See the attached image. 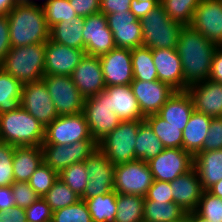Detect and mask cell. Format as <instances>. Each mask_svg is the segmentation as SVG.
Returning <instances> with one entry per match:
<instances>
[{"instance_id":"cell-1","label":"cell","mask_w":222,"mask_h":222,"mask_svg":"<svg viewBox=\"0 0 222 222\" xmlns=\"http://www.w3.org/2000/svg\"><path fill=\"white\" fill-rule=\"evenodd\" d=\"M217 47L193 26L182 27L176 51L180 56L184 81L188 86L209 78Z\"/></svg>"},{"instance_id":"cell-2","label":"cell","mask_w":222,"mask_h":222,"mask_svg":"<svg viewBox=\"0 0 222 222\" xmlns=\"http://www.w3.org/2000/svg\"><path fill=\"white\" fill-rule=\"evenodd\" d=\"M8 22L11 47L46 43L50 39L42 6L17 3L8 13Z\"/></svg>"},{"instance_id":"cell-3","label":"cell","mask_w":222,"mask_h":222,"mask_svg":"<svg viewBox=\"0 0 222 222\" xmlns=\"http://www.w3.org/2000/svg\"><path fill=\"white\" fill-rule=\"evenodd\" d=\"M45 127L19 106L16 110L0 114V142L13 146H41Z\"/></svg>"},{"instance_id":"cell-4","label":"cell","mask_w":222,"mask_h":222,"mask_svg":"<svg viewBox=\"0 0 222 222\" xmlns=\"http://www.w3.org/2000/svg\"><path fill=\"white\" fill-rule=\"evenodd\" d=\"M46 43L11 47L0 68L22 84L39 82L44 77Z\"/></svg>"},{"instance_id":"cell-5","label":"cell","mask_w":222,"mask_h":222,"mask_svg":"<svg viewBox=\"0 0 222 222\" xmlns=\"http://www.w3.org/2000/svg\"><path fill=\"white\" fill-rule=\"evenodd\" d=\"M143 46L150 49H176L182 25L170 19L159 4L150 14L140 19Z\"/></svg>"},{"instance_id":"cell-6","label":"cell","mask_w":222,"mask_h":222,"mask_svg":"<svg viewBox=\"0 0 222 222\" xmlns=\"http://www.w3.org/2000/svg\"><path fill=\"white\" fill-rule=\"evenodd\" d=\"M142 122L121 121L112 132L98 142V149L114 166L135 160L136 138Z\"/></svg>"},{"instance_id":"cell-7","label":"cell","mask_w":222,"mask_h":222,"mask_svg":"<svg viewBox=\"0 0 222 222\" xmlns=\"http://www.w3.org/2000/svg\"><path fill=\"white\" fill-rule=\"evenodd\" d=\"M110 98L104 92L88 97L84 101L83 113L88 123L91 137L98 143L121 122L113 109Z\"/></svg>"},{"instance_id":"cell-8","label":"cell","mask_w":222,"mask_h":222,"mask_svg":"<svg viewBox=\"0 0 222 222\" xmlns=\"http://www.w3.org/2000/svg\"><path fill=\"white\" fill-rule=\"evenodd\" d=\"M45 83L59 116L83 112L85 98L82 96L71 76L45 74Z\"/></svg>"},{"instance_id":"cell-9","label":"cell","mask_w":222,"mask_h":222,"mask_svg":"<svg viewBox=\"0 0 222 222\" xmlns=\"http://www.w3.org/2000/svg\"><path fill=\"white\" fill-rule=\"evenodd\" d=\"M153 181V175L145 161L136 159L115 166L114 190L117 194L145 197Z\"/></svg>"},{"instance_id":"cell-10","label":"cell","mask_w":222,"mask_h":222,"mask_svg":"<svg viewBox=\"0 0 222 222\" xmlns=\"http://www.w3.org/2000/svg\"><path fill=\"white\" fill-rule=\"evenodd\" d=\"M43 160L58 174L73 163L84 162L95 151V140H81L69 145L42 144Z\"/></svg>"},{"instance_id":"cell-11","label":"cell","mask_w":222,"mask_h":222,"mask_svg":"<svg viewBox=\"0 0 222 222\" xmlns=\"http://www.w3.org/2000/svg\"><path fill=\"white\" fill-rule=\"evenodd\" d=\"M81 140H94L83 112L58 116L45 128L42 144L69 145Z\"/></svg>"},{"instance_id":"cell-12","label":"cell","mask_w":222,"mask_h":222,"mask_svg":"<svg viewBox=\"0 0 222 222\" xmlns=\"http://www.w3.org/2000/svg\"><path fill=\"white\" fill-rule=\"evenodd\" d=\"M154 180L174 181L194 166V156L183 148H164L148 162Z\"/></svg>"},{"instance_id":"cell-13","label":"cell","mask_w":222,"mask_h":222,"mask_svg":"<svg viewBox=\"0 0 222 222\" xmlns=\"http://www.w3.org/2000/svg\"><path fill=\"white\" fill-rule=\"evenodd\" d=\"M88 182L81 200L107 194L114 190L115 166L98 149L85 161Z\"/></svg>"},{"instance_id":"cell-14","label":"cell","mask_w":222,"mask_h":222,"mask_svg":"<svg viewBox=\"0 0 222 222\" xmlns=\"http://www.w3.org/2000/svg\"><path fill=\"white\" fill-rule=\"evenodd\" d=\"M20 106L45 128L59 116L42 80L23 84Z\"/></svg>"},{"instance_id":"cell-15","label":"cell","mask_w":222,"mask_h":222,"mask_svg":"<svg viewBox=\"0 0 222 222\" xmlns=\"http://www.w3.org/2000/svg\"><path fill=\"white\" fill-rule=\"evenodd\" d=\"M83 39L85 52L91 56H101L114 49L113 33L107 25V18L103 13L84 17Z\"/></svg>"},{"instance_id":"cell-16","label":"cell","mask_w":222,"mask_h":222,"mask_svg":"<svg viewBox=\"0 0 222 222\" xmlns=\"http://www.w3.org/2000/svg\"><path fill=\"white\" fill-rule=\"evenodd\" d=\"M191 26L218 47L222 46V0H201Z\"/></svg>"},{"instance_id":"cell-17","label":"cell","mask_w":222,"mask_h":222,"mask_svg":"<svg viewBox=\"0 0 222 222\" xmlns=\"http://www.w3.org/2000/svg\"><path fill=\"white\" fill-rule=\"evenodd\" d=\"M99 58L106 87L130 85L134 80L131 49L115 47Z\"/></svg>"},{"instance_id":"cell-18","label":"cell","mask_w":222,"mask_h":222,"mask_svg":"<svg viewBox=\"0 0 222 222\" xmlns=\"http://www.w3.org/2000/svg\"><path fill=\"white\" fill-rule=\"evenodd\" d=\"M107 25L113 33L115 46L134 49L143 46L140 20L131 11L105 15Z\"/></svg>"},{"instance_id":"cell-19","label":"cell","mask_w":222,"mask_h":222,"mask_svg":"<svg viewBox=\"0 0 222 222\" xmlns=\"http://www.w3.org/2000/svg\"><path fill=\"white\" fill-rule=\"evenodd\" d=\"M130 87L144 116L156 114L176 92L170 85L160 80L149 82L134 79Z\"/></svg>"},{"instance_id":"cell-20","label":"cell","mask_w":222,"mask_h":222,"mask_svg":"<svg viewBox=\"0 0 222 222\" xmlns=\"http://www.w3.org/2000/svg\"><path fill=\"white\" fill-rule=\"evenodd\" d=\"M85 55L83 49L68 47L49 39L45 45L44 74L71 76Z\"/></svg>"},{"instance_id":"cell-21","label":"cell","mask_w":222,"mask_h":222,"mask_svg":"<svg viewBox=\"0 0 222 222\" xmlns=\"http://www.w3.org/2000/svg\"><path fill=\"white\" fill-rule=\"evenodd\" d=\"M71 78L85 99L99 94L106 88L99 56L86 54L75 67Z\"/></svg>"},{"instance_id":"cell-22","label":"cell","mask_w":222,"mask_h":222,"mask_svg":"<svg viewBox=\"0 0 222 222\" xmlns=\"http://www.w3.org/2000/svg\"><path fill=\"white\" fill-rule=\"evenodd\" d=\"M158 80L170 85L176 91H187L180 56L176 49H152Z\"/></svg>"},{"instance_id":"cell-23","label":"cell","mask_w":222,"mask_h":222,"mask_svg":"<svg viewBox=\"0 0 222 222\" xmlns=\"http://www.w3.org/2000/svg\"><path fill=\"white\" fill-rule=\"evenodd\" d=\"M194 109L210 117H222V83L209 79L188 86Z\"/></svg>"},{"instance_id":"cell-24","label":"cell","mask_w":222,"mask_h":222,"mask_svg":"<svg viewBox=\"0 0 222 222\" xmlns=\"http://www.w3.org/2000/svg\"><path fill=\"white\" fill-rule=\"evenodd\" d=\"M170 184L173 202L186 212L195 211L204 191L196 170L191 169Z\"/></svg>"},{"instance_id":"cell-25","label":"cell","mask_w":222,"mask_h":222,"mask_svg":"<svg viewBox=\"0 0 222 222\" xmlns=\"http://www.w3.org/2000/svg\"><path fill=\"white\" fill-rule=\"evenodd\" d=\"M104 92L111 99V109L121 121L145 120L130 85L107 86Z\"/></svg>"},{"instance_id":"cell-26","label":"cell","mask_w":222,"mask_h":222,"mask_svg":"<svg viewBox=\"0 0 222 222\" xmlns=\"http://www.w3.org/2000/svg\"><path fill=\"white\" fill-rule=\"evenodd\" d=\"M194 110L191 95L187 91H176L156 114L169 124L182 127L183 131Z\"/></svg>"},{"instance_id":"cell-27","label":"cell","mask_w":222,"mask_h":222,"mask_svg":"<svg viewBox=\"0 0 222 222\" xmlns=\"http://www.w3.org/2000/svg\"><path fill=\"white\" fill-rule=\"evenodd\" d=\"M204 191L222 180V149L200 151L194 156V166Z\"/></svg>"},{"instance_id":"cell-28","label":"cell","mask_w":222,"mask_h":222,"mask_svg":"<svg viewBox=\"0 0 222 222\" xmlns=\"http://www.w3.org/2000/svg\"><path fill=\"white\" fill-rule=\"evenodd\" d=\"M44 162L41 146H16L13 155L15 181L28 182L35 170Z\"/></svg>"},{"instance_id":"cell-29","label":"cell","mask_w":222,"mask_h":222,"mask_svg":"<svg viewBox=\"0 0 222 222\" xmlns=\"http://www.w3.org/2000/svg\"><path fill=\"white\" fill-rule=\"evenodd\" d=\"M212 117L193 111L183 130V149L193 156L203 151V144L209 132Z\"/></svg>"},{"instance_id":"cell-30","label":"cell","mask_w":222,"mask_h":222,"mask_svg":"<svg viewBox=\"0 0 222 222\" xmlns=\"http://www.w3.org/2000/svg\"><path fill=\"white\" fill-rule=\"evenodd\" d=\"M84 17L78 16L68 22H59L50 28V39L56 43L85 50L83 39Z\"/></svg>"},{"instance_id":"cell-31","label":"cell","mask_w":222,"mask_h":222,"mask_svg":"<svg viewBox=\"0 0 222 222\" xmlns=\"http://www.w3.org/2000/svg\"><path fill=\"white\" fill-rule=\"evenodd\" d=\"M164 150L161 140L153 132L150 125L144 120L139 125L135 145V160L148 162Z\"/></svg>"},{"instance_id":"cell-32","label":"cell","mask_w":222,"mask_h":222,"mask_svg":"<svg viewBox=\"0 0 222 222\" xmlns=\"http://www.w3.org/2000/svg\"><path fill=\"white\" fill-rule=\"evenodd\" d=\"M186 213L174 202L163 203L145 200L143 222H177Z\"/></svg>"},{"instance_id":"cell-33","label":"cell","mask_w":222,"mask_h":222,"mask_svg":"<svg viewBox=\"0 0 222 222\" xmlns=\"http://www.w3.org/2000/svg\"><path fill=\"white\" fill-rule=\"evenodd\" d=\"M23 84L0 68V114L20 106Z\"/></svg>"},{"instance_id":"cell-34","label":"cell","mask_w":222,"mask_h":222,"mask_svg":"<svg viewBox=\"0 0 222 222\" xmlns=\"http://www.w3.org/2000/svg\"><path fill=\"white\" fill-rule=\"evenodd\" d=\"M145 121L153 129V132L161 140L164 148H183V131L182 127H176L157 114L145 116Z\"/></svg>"},{"instance_id":"cell-35","label":"cell","mask_w":222,"mask_h":222,"mask_svg":"<svg viewBox=\"0 0 222 222\" xmlns=\"http://www.w3.org/2000/svg\"><path fill=\"white\" fill-rule=\"evenodd\" d=\"M145 199L132 194H117L114 222H143Z\"/></svg>"},{"instance_id":"cell-36","label":"cell","mask_w":222,"mask_h":222,"mask_svg":"<svg viewBox=\"0 0 222 222\" xmlns=\"http://www.w3.org/2000/svg\"><path fill=\"white\" fill-rule=\"evenodd\" d=\"M115 190L84 200L93 222H114L117 213Z\"/></svg>"},{"instance_id":"cell-37","label":"cell","mask_w":222,"mask_h":222,"mask_svg":"<svg viewBox=\"0 0 222 222\" xmlns=\"http://www.w3.org/2000/svg\"><path fill=\"white\" fill-rule=\"evenodd\" d=\"M133 77L140 81L158 80L156 66L154 65L152 49L145 46L131 49Z\"/></svg>"},{"instance_id":"cell-38","label":"cell","mask_w":222,"mask_h":222,"mask_svg":"<svg viewBox=\"0 0 222 222\" xmlns=\"http://www.w3.org/2000/svg\"><path fill=\"white\" fill-rule=\"evenodd\" d=\"M201 0H160L165 13L182 26L190 25L194 10Z\"/></svg>"},{"instance_id":"cell-39","label":"cell","mask_w":222,"mask_h":222,"mask_svg":"<svg viewBox=\"0 0 222 222\" xmlns=\"http://www.w3.org/2000/svg\"><path fill=\"white\" fill-rule=\"evenodd\" d=\"M50 206L52 212L77 203L81 200L68 185L59 178L54 182L52 188L42 197Z\"/></svg>"},{"instance_id":"cell-40","label":"cell","mask_w":222,"mask_h":222,"mask_svg":"<svg viewBox=\"0 0 222 222\" xmlns=\"http://www.w3.org/2000/svg\"><path fill=\"white\" fill-rule=\"evenodd\" d=\"M42 9L49 28L59 22L67 23L69 19L78 17L69 0H49L42 5Z\"/></svg>"},{"instance_id":"cell-41","label":"cell","mask_w":222,"mask_h":222,"mask_svg":"<svg viewBox=\"0 0 222 222\" xmlns=\"http://www.w3.org/2000/svg\"><path fill=\"white\" fill-rule=\"evenodd\" d=\"M59 179L68 185L78 196H82L88 182V174L84 162L73 163L62 170Z\"/></svg>"},{"instance_id":"cell-42","label":"cell","mask_w":222,"mask_h":222,"mask_svg":"<svg viewBox=\"0 0 222 222\" xmlns=\"http://www.w3.org/2000/svg\"><path fill=\"white\" fill-rule=\"evenodd\" d=\"M58 178V173L43 162L35 170L28 183L39 197H43L52 188Z\"/></svg>"},{"instance_id":"cell-43","label":"cell","mask_w":222,"mask_h":222,"mask_svg":"<svg viewBox=\"0 0 222 222\" xmlns=\"http://www.w3.org/2000/svg\"><path fill=\"white\" fill-rule=\"evenodd\" d=\"M51 222H93L84 200L52 212Z\"/></svg>"},{"instance_id":"cell-44","label":"cell","mask_w":222,"mask_h":222,"mask_svg":"<svg viewBox=\"0 0 222 222\" xmlns=\"http://www.w3.org/2000/svg\"><path fill=\"white\" fill-rule=\"evenodd\" d=\"M195 212L210 222H222V198L203 191Z\"/></svg>"},{"instance_id":"cell-45","label":"cell","mask_w":222,"mask_h":222,"mask_svg":"<svg viewBox=\"0 0 222 222\" xmlns=\"http://www.w3.org/2000/svg\"><path fill=\"white\" fill-rule=\"evenodd\" d=\"M15 146L0 142V187L11 186L15 179L13 176V155Z\"/></svg>"},{"instance_id":"cell-46","label":"cell","mask_w":222,"mask_h":222,"mask_svg":"<svg viewBox=\"0 0 222 222\" xmlns=\"http://www.w3.org/2000/svg\"><path fill=\"white\" fill-rule=\"evenodd\" d=\"M11 188L17 207L28 208L40 198L28 182L14 181Z\"/></svg>"},{"instance_id":"cell-47","label":"cell","mask_w":222,"mask_h":222,"mask_svg":"<svg viewBox=\"0 0 222 222\" xmlns=\"http://www.w3.org/2000/svg\"><path fill=\"white\" fill-rule=\"evenodd\" d=\"M26 222H51L52 210L47 202L40 197L31 206L25 208Z\"/></svg>"},{"instance_id":"cell-48","label":"cell","mask_w":222,"mask_h":222,"mask_svg":"<svg viewBox=\"0 0 222 222\" xmlns=\"http://www.w3.org/2000/svg\"><path fill=\"white\" fill-rule=\"evenodd\" d=\"M171 184L167 181L154 180L144 199L155 202H173Z\"/></svg>"},{"instance_id":"cell-49","label":"cell","mask_w":222,"mask_h":222,"mask_svg":"<svg viewBox=\"0 0 222 222\" xmlns=\"http://www.w3.org/2000/svg\"><path fill=\"white\" fill-rule=\"evenodd\" d=\"M222 149V117H213L207 138L203 144V151Z\"/></svg>"},{"instance_id":"cell-50","label":"cell","mask_w":222,"mask_h":222,"mask_svg":"<svg viewBox=\"0 0 222 222\" xmlns=\"http://www.w3.org/2000/svg\"><path fill=\"white\" fill-rule=\"evenodd\" d=\"M70 6L81 17L100 13V0H69Z\"/></svg>"},{"instance_id":"cell-51","label":"cell","mask_w":222,"mask_h":222,"mask_svg":"<svg viewBox=\"0 0 222 222\" xmlns=\"http://www.w3.org/2000/svg\"><path fill=\"white\" fill-rule=\"evenodd\" d=\"M160 4V0H131L130 11L139 20Z\"/></svg>"},{"instance_id":"cell-52","label":"cell","mask_w":222,"mask_h":222,"mask_svg":"<svg viewBox=\"0 0 222 222\" xmlns=\"http://www.w3.org/2000/svg\"><path fill=\"white\" fill-rule=\"evenodd\" d=\"M11 48L8 15H0V64Z\"/></svg>"},{"instance_id":"cell-53","label":"cell","mask_w":222,"mask_h":222,"mask_svg":"<svg viewBox=\"0 0 222 222\" xmlns=\"http://www.w3.org/2000/svg\"><path fill=\"white\" fill-rule=\"evenodd\" d=\"M131 0H100V13L108 15L130 11Z\"/></svg>"},{"instance_id":"cell-54","label":"cell","mask_w":222,"mask_h":222,"mask_svg":"<svg viewBox=\"0 0 222 222\" xmlns=\"http://www.w3.org/2000/svg\"><path fill=\"white\" fill-rule=\"evenodd\" d=\"M209 80L222 83V46L214 52Z\"/></svg>"},{"instance_id":"cell-55","label":"cell","mask_w":222,"mask_h":222,"mask_svg":"<svg viewBox=\"0 0 222 222\" xmlns=\"http://www.w3.org/2000/svg\"><path fill=\"white\" fill-rule=\"evenodd\" d=\"M0 222H26L25 209L14 206L9 210H0Z\"/></svg>"},{"instance_id":"cell-56","label":"cell","mask_w":222,"mask_h":222,"mask_svg":"<svg viewBox=\"0 0 222 222\" xmlns=\"http://www.w3.org/2000/svg\"><path fill=\"white\" fill-rule=\"evenodd\" d=\"M15 206L11 186L0 187V210H9Z\"/></svg>"},{"instance_id":"cell-57","label":"cell","mask_w":222,"mask_h":222,"mask_svg":"<svg viewBox=\"0 0 222 222\" xmlns=\"http://www.w3.org/2000/svg\"><path fill=\"white\" fill-rule=\"evenodd\" d=\"M17 3L16 0H0V15H8Z\"/></svg>"},{"instance_id":"cell-58","label":"cell","mask_w":222,"mask_h":222,"mask_svg":"<svg viewBox=\"0 0 222 222\" xmlns=\"http://www.w3.org/2000/svg\"><path fill=\"white\" fill-rule=\"evenodd\" d=\"M207 191L211 193L213 196L222 198V180L215 183Z\"/></svg>"},{"instance_id":"cell-59","label":"cell","mask_w":222,"mask_h":222,"mask_svg":"<svg viewBox=\"0 0 222 222\" xmlns=\"http://www.w3.org/2000/svg\"><path fill=\"white\" fill-rule=\"evenodd\" d=\"M186 216L190 219V222H210L198 215L195 211L187 212Z\"/></svg>"},{"instance_id":"cell-60","label":"cell","mask_w":222,"mask_h":222,"mask_svg":"<svg viewBox=\"0 0 222 222\" xmlns=\"http://www.w3.org/2000/svg\"><path fill=\"white\" fill-rule=\"evenodd\" d=\"M18 3H26V4H32V5H37V6H42L45 3H47L49 0H41L42 2H40L39 0H16Z\"/></svg>"},{"instance_id":"cell-61","label":"cell","mask_w":222,"mask_h":222,"mask_svg":"<svg viewBox=\"0 0 222 222\" xmlns=\"http://www.w3.org/2000/svg\"><path fill=\"white\" fill-rule=\"evenodd\" d=\"M177 222H190V219L185 215L181 220Z\"/></svg>"}]
</instances>
